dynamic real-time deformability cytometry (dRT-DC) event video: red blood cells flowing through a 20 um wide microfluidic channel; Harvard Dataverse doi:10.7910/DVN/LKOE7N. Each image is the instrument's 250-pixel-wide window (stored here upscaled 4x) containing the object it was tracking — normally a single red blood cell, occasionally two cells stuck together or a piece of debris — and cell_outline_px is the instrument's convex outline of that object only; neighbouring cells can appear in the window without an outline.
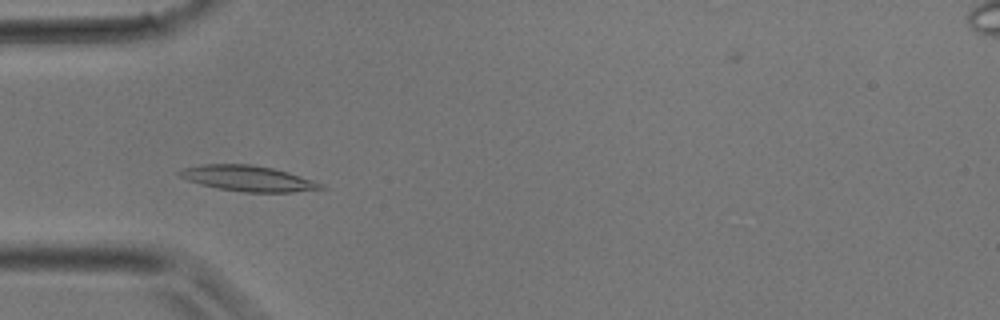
{"species": "common noctule bat (a hibernating species)", "species_latin": "Nyctalus noctula", "temperature_condition": "room temperature", "stored_images_in_passage": 33, "camera_frame_rate_fps": 3000, "um_per_image_px": 0.085, "animal": {"sex": "male", "body_mass_g": 17.9}, "frame": {"image": 1, "passage_image": 8, "time_ms": 2.333, "image_size_px": [1000, 320], "cell_outline_px": [[328, 188], [292, 192], [244, 192], [216, 188], [200, 184], [188, 180], [180, 176], [176, 172], [180, 168], [204, 164], [252, 164], [272, 168], [288, 172], [324, 184]], "centroid_in_image_um": [21.06, 15.16], "position_along_channel_um": 63.9, "area_um2": 21.15}}
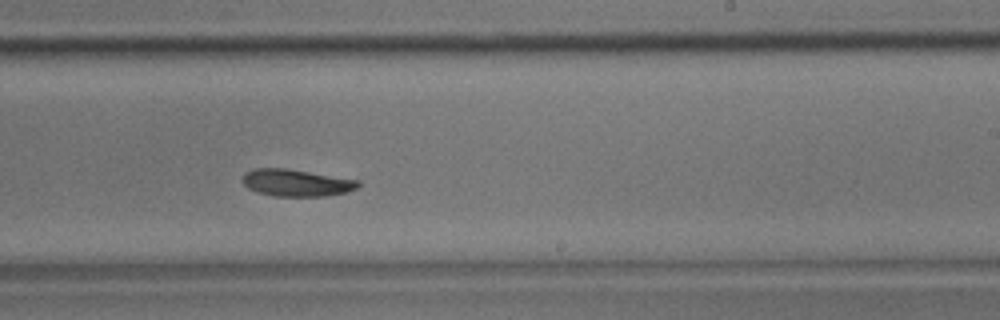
{"frame": {"image": 2, "passage_image": 19, "time_ms": 6.0, "image_size_px": [1000, 320], "cell_outline_px": [[360, 184], [356, 188], [344, 192], [324, 196], [272, 196], [256, 192], [248, 188], [240, 180], [244, 172], [252, 168], [284, 168], [360, 180]], "centroid_in_image_um": [25.11, 15.53], "position_along_channel_um": 263.9, "area_um2": 18.26}}
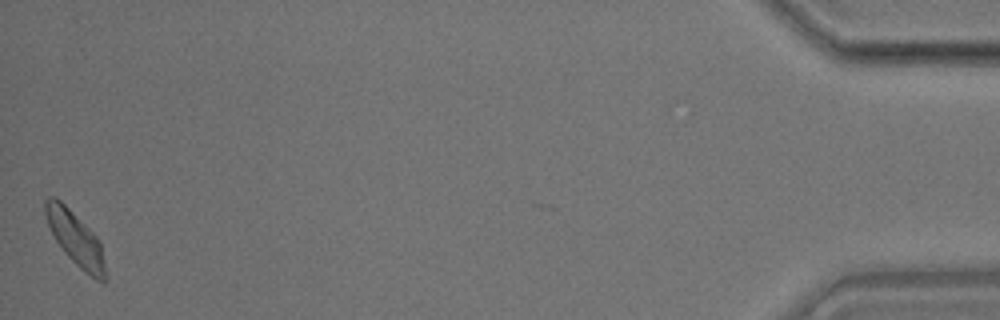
{"frame": {"image": 3, "passage_image": 33, "time_ms": 10.667, "image_size_px": [1000, 320], "cell_outline_px": [[108, 280], [104, 284], [96, 280], [84, 272], [64, 252], [56, 240], [48, 224], [44, 212], [44, 200], [48, 196], [52, 196], [60, 200], [100, 240]], "centroid_in_image_um": [6.44, 20.33], "position_along_channel_um": 428.8, "area_um2": 18.73}}